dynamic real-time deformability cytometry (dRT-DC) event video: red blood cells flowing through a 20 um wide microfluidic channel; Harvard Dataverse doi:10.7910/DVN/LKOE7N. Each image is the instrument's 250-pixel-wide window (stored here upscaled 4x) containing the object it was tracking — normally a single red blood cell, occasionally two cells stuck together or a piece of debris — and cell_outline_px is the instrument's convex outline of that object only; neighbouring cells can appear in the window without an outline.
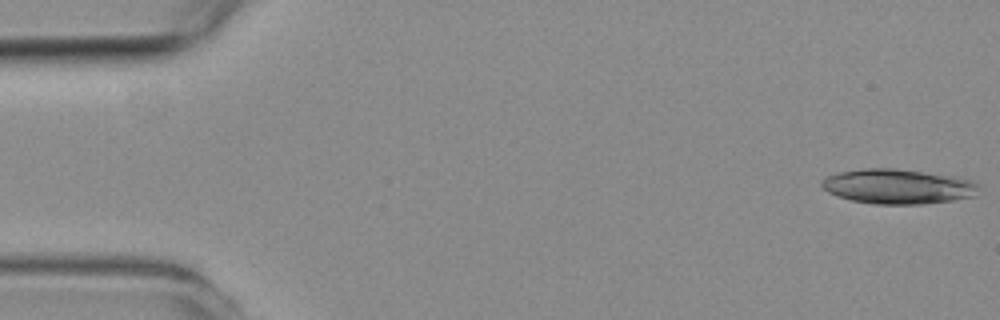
{"species": "common noctule bat (a hibernating species)", "species_latin": "Nyctalus noctula", "temperature_condition": "room temperature", "stored_images_in_passage": 5, "segment_of_instrument_passage": [2, 2], "camera_frame_rate_fps": 3000, "um_per_image_px": 0.085, "animal": {"sex": "female", "body_mass_g": 19.3, "forearm_length_mm": 54.1}, "frame": {"image": 1, "passage_image": 5, "time_ms": 4.667, "image_size_px": [1000, 320], "cell_outline_px": [[980, 184], [976, 196], [952, 200], [920, 204], [876, 204], [852, 200], [828, 192], [820, 184], [820, 180], [836, 172], [864, 168], [896, 168], [952, 176], [972, 180]], "centroid_in_image_um": [76.33, 15.84], "position_along_channel_um": 8.7, "area_um2": 31.85}}